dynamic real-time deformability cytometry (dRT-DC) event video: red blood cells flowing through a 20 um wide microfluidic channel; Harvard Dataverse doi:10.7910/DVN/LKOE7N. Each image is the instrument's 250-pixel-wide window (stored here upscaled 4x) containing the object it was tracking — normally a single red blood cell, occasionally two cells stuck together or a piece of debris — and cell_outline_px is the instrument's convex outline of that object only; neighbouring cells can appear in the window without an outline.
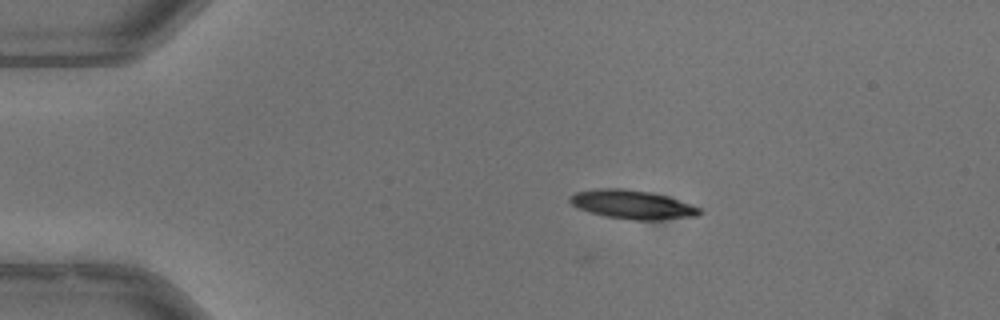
{"species": "common noctule bat (a hibernating species)", "species_latin": "Nyctalus noctula", "temperature_condition": "warm", "stored_images_in_passage": 42, "camera_frame_rate_fps": 3000, "um_per_image_px": 0.085, "animal": {"sex": "male", "body_mass_g": 13.3}, "frame": {"image": 1, "passage_image": 1, "time_ms": 0.0, "image_size_px": [1000, 320], "cell_outline_px": [[704, 212], [696, 216], [656, 220], [636, 220], [604, 216], [576, 208], [568, 200], [568, 196], [576, 192], [600, 188], [624, 188], [652, 192], [668, 196], [692, 204], [700, 208]], "centroid_in_image_um": [53.75, 17.38], "position_along_channel_um": 31.3, "area_um2": 21.96}}
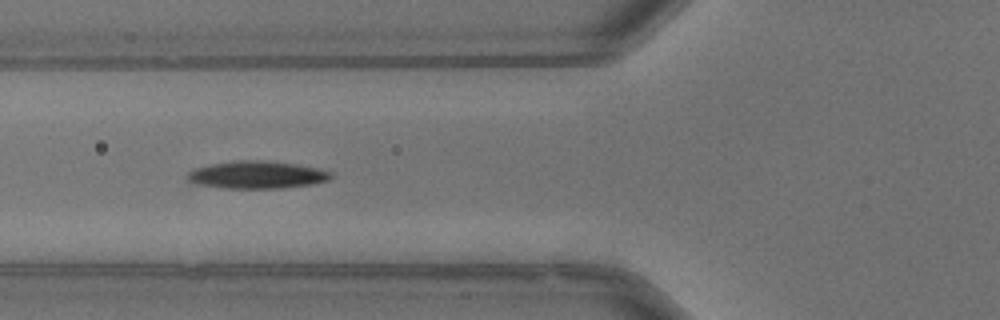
{"frame": {"image": 2, "passage_image": 11, "time_ms": 3.333, "image_size_px": [1000, 320], "cell_outline_px": [[332, 176], [328, 180], [312, 184], [280, 188], [224, 188], [192, 184], [184, 176], [192, 168], [212, 164], [236, 160], [260, 160], [296, 164], [320, 168], [332, 172]], "centroid_in_image_um": [21.78, 14.86], "position_along_channel_um": 104.0, "area_um2": 23.24}}
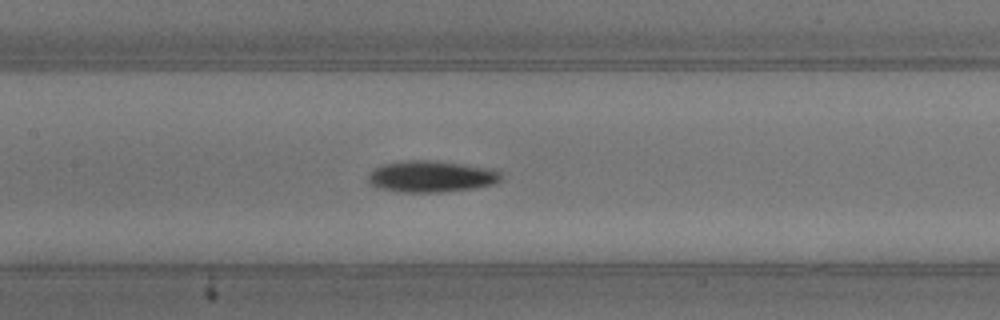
{"frame": {"image": 3, "passage_image": 16, "time_ms": 5.0, "image_size_px": [1000, 320], "cell_outline_px": [[500, 180], [496, 184], [476, 188], [440, 192], [400, 192], [376, 188], [368, 180], [368, 176], [380, 164], [400, 160], [436, 160], [496, 168], [500, 172]], "centroid_in_image_um": [36.69, 14.98], "position_along_channel_um": 170.7, "area_um2": 24.85}, "authors_computed_cell_mechanics": {"area_um2": 21.964, "velocity_mm_per_s": 3.9805, "shape_relaxation_time_tau1_ms": 3.1223, "shape_relaxation_time_tau2_ms": null, "deformation_change_tau1": 0.1452, "deformation_change_tau2": null}}